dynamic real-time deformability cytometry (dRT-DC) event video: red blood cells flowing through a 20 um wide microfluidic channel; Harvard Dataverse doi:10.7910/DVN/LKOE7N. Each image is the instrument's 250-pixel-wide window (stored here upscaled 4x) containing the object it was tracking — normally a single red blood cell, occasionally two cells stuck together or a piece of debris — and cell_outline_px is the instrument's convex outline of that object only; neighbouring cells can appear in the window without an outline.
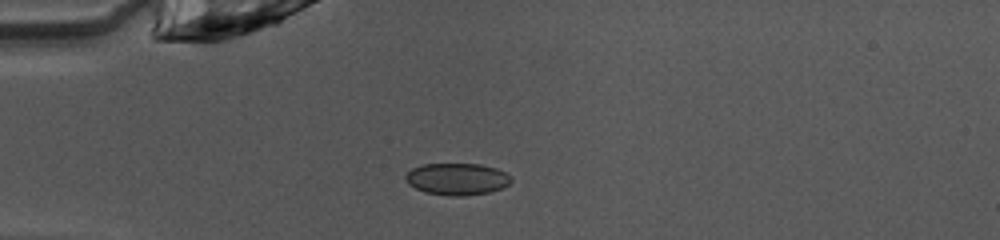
{"species": "common noctule bat (a hibernating species)", "species_latin": "Nyctalus noctula", "temperature_condition": "warm", "stored_images_in_passage": 37, "camera_frame_rate_fps": 3000, "um_per_image_px": 0.085, "animal": {"sex": "female", "body_mass_g": 10.0, "forearm_length_mm": 53.1}, "frame": {"image": 1, "passage_image": 1, "time_ms": 0.0, "image_size_px": [1000, 240], "cell_outline_px": [[512, 180], [504, 188], [488, 192], [464, 196], [452, 196], [424, 192], [408, 184], [404, 180], [404, 176], [412, 168], [420, 164], [480, 164], [496, 168], [512, 176]], "centroid_in_image_um": [38.84, 15.21], "position_along_channel_um": 46.2, "area_um2": 19.77}}
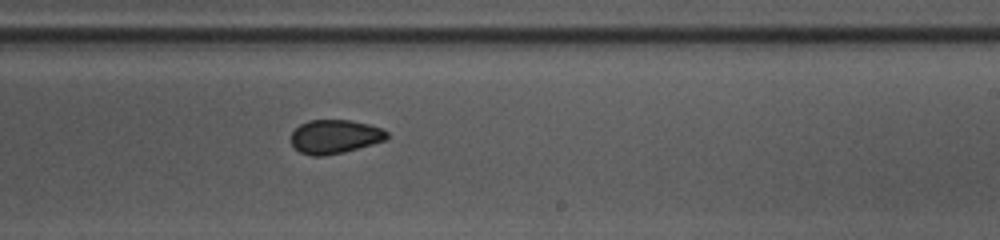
{"frame": {"image": 2, "passage_image": 18, "time_ms": 5.667, "image_size_px": [1000, 240], "cell_outline_px": [[388, 136], [384, 140], [372, 144], [344, 152], [324, 156], [312, 156], [300, 152], [292, 144], [292, 132], [300, 124], [308, 120], [348, 120], [368, 124], [380, 128], [388, 132]], "centroid_in_image_um": [28.44, 11.61], "position_along_channel_um": 260.6, "area_um2": 18.73}}
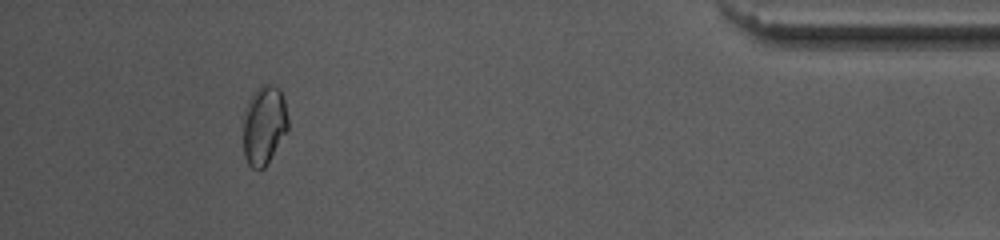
{"frame": {"image": 3, "passage_image": 33, "time_ms": 10.667, "image_size_px": [1000, 240], "cell_outline_px": [[288, 128], [264, 168], [252, 168], [248, 164], [244, 156], [244, 108], [256, 88], [260, 84], [272, 84], [280, 88], [284, 100], [288, 116]], "centroid_in_image_um": [22.44, 10.58], "position_along_channel_um": 412.8, "area_um2": 20.58}, "authors_computed_cell_mechanics": {"area_um2": 19.363, "velocity_mm_per_s": 4.0646, "shape_relaxation_time_tau1_ms": null, "shape_relaxation_time_tau2_ms": 1.2813, "deformation_change_tau1": null, "deformation_change_tau2": 0.0503}}